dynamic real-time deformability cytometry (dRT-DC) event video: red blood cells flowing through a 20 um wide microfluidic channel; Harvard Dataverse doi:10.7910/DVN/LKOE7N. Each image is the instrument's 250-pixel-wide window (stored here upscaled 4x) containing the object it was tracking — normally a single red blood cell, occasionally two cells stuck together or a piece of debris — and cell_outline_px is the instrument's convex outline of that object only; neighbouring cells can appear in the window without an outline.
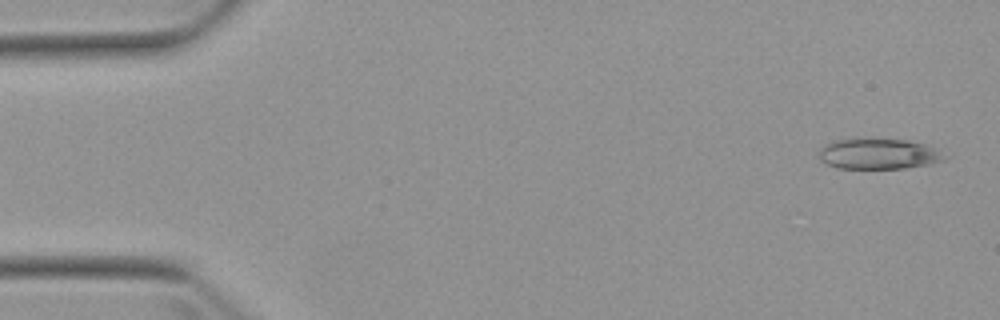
{"species": "Egyptian fruit bat (a non-hibernating species)", "species_latin": "Rousettus aegyptiacus", "temperature_condition": "warm", "stored_images_in_passage": 7, "camera_frame_rate_fps": 3000, "um_per_image_px": 0.085, "animal": {"sex": "female"}, "frame": {"image": 1, "passage_image": 1, "time_ms": 0.0, "image_size_px": [1000, 320], "cell_outline_px": [[944, 160], [932, 164], [904, 168], [836, 168], [824, 164], [820, 160], [820, 148], [824, 144], [836, 140], [908, 140], [928, 144], [936, 148]], "centroid_in_image_um": [74.65, 13.1], "position_along_channel_um": 10.3, "area_um2": 22.02}}
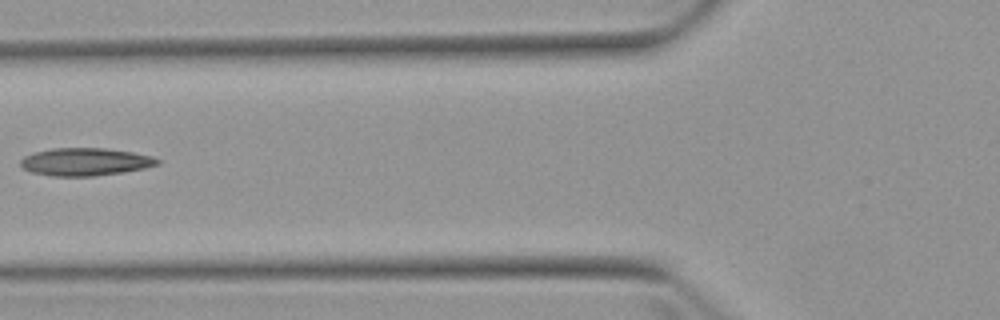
{"frame": {"image": 2, "passage_image": 6, "time_ms": 6.0, "image_size_px": [1000, 320], "cell_outline_px": [[160, 164], [144, 168], [120, 172], [92, 176], [52, 176], [32, 172], [20, 168], [20, 160], [24, 156], [36, 152], [52, 148], [104, 148], [132, 152], [152, 156], [160, 160]], "centroid_in_image_um": [7.22, 13.75], "position_along_channel_um": 118.6, "area_um2": 22.02}}
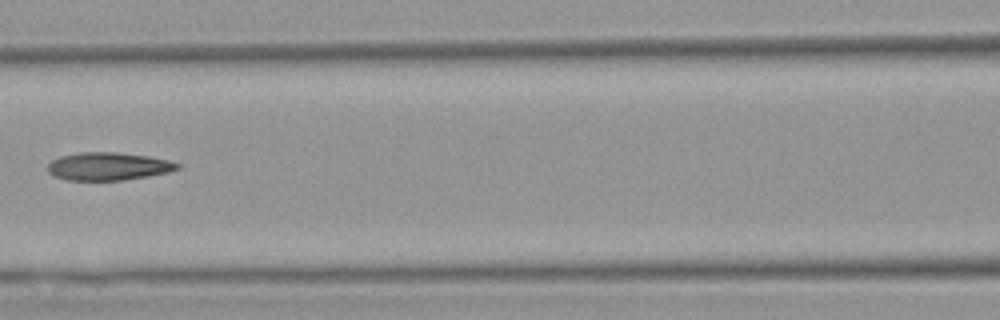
{"frame": {"image": 3, "passage_image": 7, "time_ms": 7.0, "image_size_px": [1000, 320], "cell_outline_px": [[180, 168], [168, 172], [148, 176], [124, 180], [64, 180], [52, 176], [48, 172], [48, 164], [52, 160], [60, 156], [76, 152], [116, 152], [148, 156], [168, 160], [180, 164]], "centroid_in_image_um": [9.16, 14.14], "position_along_channel_um": 157.4, "area_um2": 21.21}}